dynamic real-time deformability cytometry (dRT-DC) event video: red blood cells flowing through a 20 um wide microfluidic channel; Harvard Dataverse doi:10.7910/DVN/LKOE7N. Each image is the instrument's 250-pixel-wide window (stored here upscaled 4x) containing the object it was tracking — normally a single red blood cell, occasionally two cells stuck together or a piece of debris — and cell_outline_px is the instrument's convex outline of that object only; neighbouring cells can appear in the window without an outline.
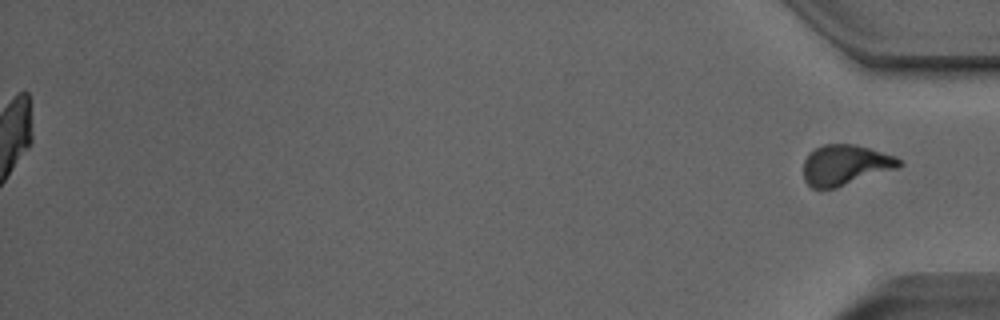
{"species": "Egyptian fruit bat (a non-hibernating species)", "species_latin": "Rousettus aegyptiacus", "temperature_condition": "room temperature", "stored_images_in_passage": 43, "segment_of_instrument_passage": [2, 2], "camera_frame_rate_fps": 3000, "um_per_image_px": 0.085, "animal": {"sex": "male"}, "frame": {"image": 1, "passage_image": 43, "time_ms": 14.0, "image_size_px": [1000, 320], "cell_outline_px": [[904, 164], [900, 168], [836, 188], [812, 188], [804, 180], [804, 160], [816, 148], [824, 144], [856, 144], [896, 156]], "centroid_in_image_um": [71.9, 14.03], "position_along_channel_um": 363.3, "area_um2": 22.66}}